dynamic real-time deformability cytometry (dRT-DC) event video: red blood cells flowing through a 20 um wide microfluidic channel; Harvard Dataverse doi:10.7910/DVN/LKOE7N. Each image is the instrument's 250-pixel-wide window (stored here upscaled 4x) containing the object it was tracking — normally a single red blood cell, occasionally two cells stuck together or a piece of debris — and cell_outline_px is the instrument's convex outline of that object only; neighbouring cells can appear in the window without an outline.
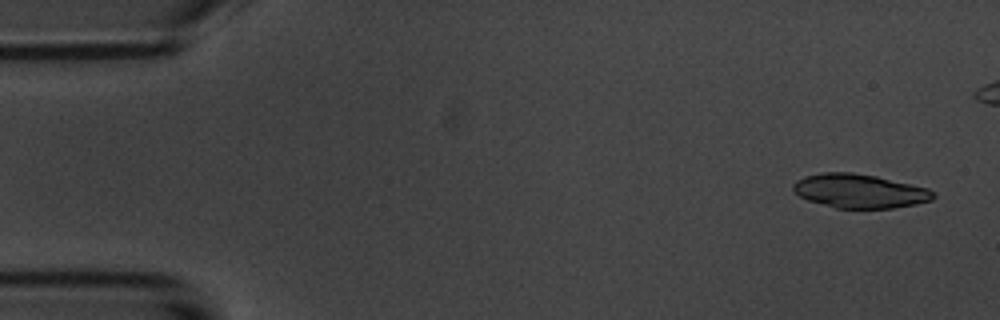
{"species": "common noctule bat (a hibernating species)", "species_latin": "Nyctalus noctula", "temperature_condition": "room temperature", "stored_images_in_passage": 6, "camera_frame_rate_fps": 3000, "um_per_image_px": 0.085, "animal": {"sex": "male", "body_mass_g": 20.1, "forearm_length_mm": 53.5}, "frame": {"image": 1, "passage_image": 1, "time_ms": 0.0, "image_size_px": [1000, 320], "cell_outline_px": [[936, 196], [932, 200], [916, 204], [892, 208], [836, 208], [808, 200], [792, 192], [792, 184], [796, 180], [804, 176], [824, 172], [852, 172], [876, 176], [928, 188], [936, 192]], "centroid_in_image_um": [73.05, 16.23], "position_along_channel_um": 11.9, "area_um2": 27.86}}